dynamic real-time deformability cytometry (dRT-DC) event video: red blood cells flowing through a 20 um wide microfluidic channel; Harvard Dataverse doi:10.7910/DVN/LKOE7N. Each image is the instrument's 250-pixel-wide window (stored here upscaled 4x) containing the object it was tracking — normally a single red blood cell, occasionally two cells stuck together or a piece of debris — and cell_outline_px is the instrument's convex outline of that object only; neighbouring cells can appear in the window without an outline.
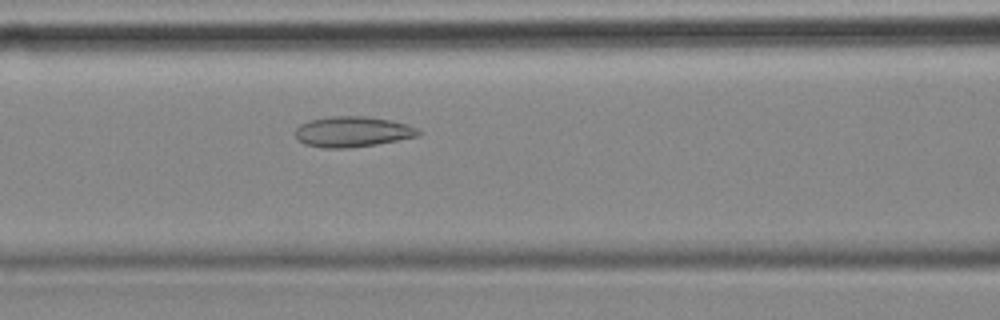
{"species": "common noctule bat (a hibernating species)", "species_latin": "Nyctalus noctula", "temperature_condition": "cold", "stored_images_in_passage": 43, "camera_frame_rate_fps": 3000, "um_per_image_px": 0.085, "animal": {"sex": "female", "body_mass_g": 18.4}, "frame": {"image": 1, "passage_image": 10, "time_ms": 3.0, "image_size_px": [1000, 320], "cell_outline_px": [[420, 132], [416, 136], [376, 144], [348, 148], [324, 148], [304, 144], [296, 140], [296, 128], [300, 124], [308, 120], [332, 116], [364, 116], [392, 120], [416, 128]], "centroid_in_image_um": [29.88, 11.19], "position_along_channel_um": 136.7, "area_um2": 21.73}}
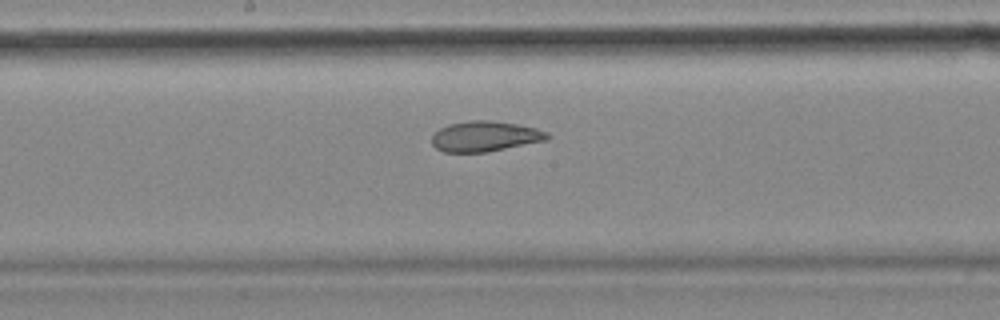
{"frame": {"image": 2, "passage_image": 16, "time_ms": 5.0, "image_size_px": [1000, 320], "cell_outline_px": [[552, 136], [548, 140], [484, 152], [444, 152], [436, 148], [432, 144], [432, 136], [440, 128], [448, 124], [472, 120], [488, 120], [516, 124], [536, 128], [548, 132]], "centroid_in_image_um": [41.24, 11.58], "position_along_channel_um": 207.0, "area_um2": 20.35}}
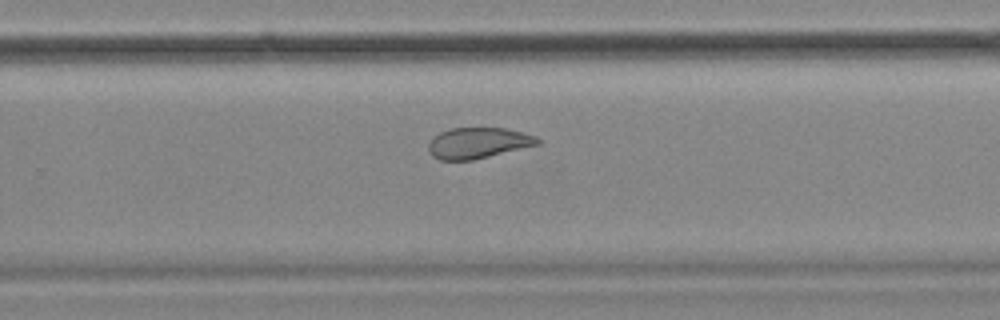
{"frame": {"image": 3, "passage_image": 23, "time_ms": 7.333, "image_size_px": [1000, 320], "cell_outline_px": [[544, 140], [540, 144], [472, 160], [440, 160], [432, 156], [428, 152], [428, 144], [432, 136], [448, 128], [504, 128], [524, 132], [536, 136]], "centroid_in_image_um": [40.63, 12.14], "position_along_channel_um": 289.2, "area_um2": 19.88}}